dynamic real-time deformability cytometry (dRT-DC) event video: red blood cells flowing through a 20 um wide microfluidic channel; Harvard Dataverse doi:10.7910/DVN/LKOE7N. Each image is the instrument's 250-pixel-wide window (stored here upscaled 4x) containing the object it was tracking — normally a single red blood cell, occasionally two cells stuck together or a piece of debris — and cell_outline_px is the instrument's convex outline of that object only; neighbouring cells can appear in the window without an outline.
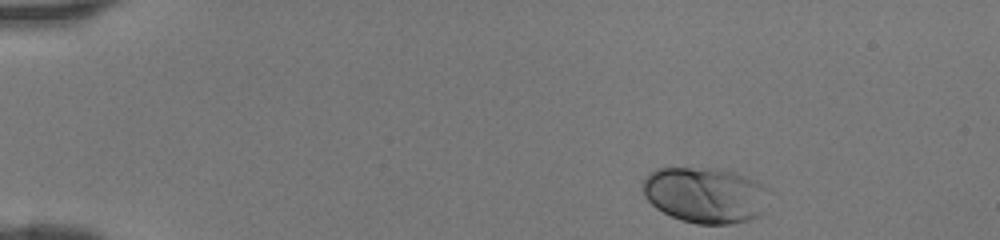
{"species": "human", "species_latin": "Homo sapiens", "temperature_condition": "room temperature", "stored_images_in_passage": 40, "camera_frame_rate_fps": 3000, "um_per_image_px": 0.085, "donor": {"sex": "female"}, "frame": {"image": 1, "passage_image": 1, "time_ms": 0.0, "image_size_px": [1000, 240], "cell_outline_px": [[768, 188], [760, 216], [748, 220], [728, 224], [696, 224], [680, 220], [656, 208], [644, 196], [640, 184], [648, 172], [656, 168], [724, 168], [748, 176], [756, 180]], "centroid_in_image_um": [59.9, 16.55], "position_along_channel_um": 25.1, "area_um2": 41.5}}
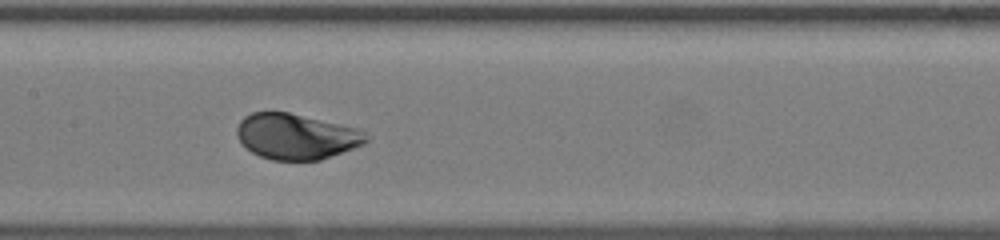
{"frame": {"image": 2, "passage_image": 18, "time_ms": 5.667, "image_size_px": [1000, 240], "cell_outline_px": [[368, 140], [364, 144], [320, 160], [272, 160], [260, 156], [252, 152], [236, 136], [236, 128], [240, 120], [244, 116], [252, 112], [288, 112], [360, 128], [368, 136]], "centroid_in_image_um": [25.19, 11.59], "position_along_channel_um": 182.2, "area_um2": 34.39}}
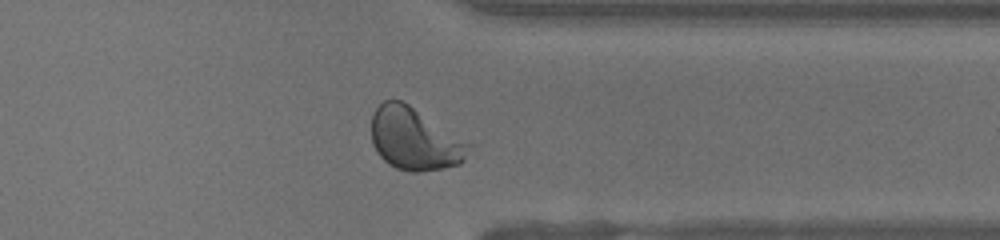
{"frame": {"image": 3, "passage_image": 31, "time_ms": 10.0, "image_size_px": [1000, 240], "cell_outline_px": [[468, 144], [464, 160], [460, 164], [444, 168], [420, 172], [412, 172], [396, 168], [388, 164], [376, 152], [372, 144], [372, 112], [384, 100], [404, 100]], "centroid_in_image_um": [35.16, 11.81], "position_along_channel_um": 376.2, "area_um2": 34.85}}